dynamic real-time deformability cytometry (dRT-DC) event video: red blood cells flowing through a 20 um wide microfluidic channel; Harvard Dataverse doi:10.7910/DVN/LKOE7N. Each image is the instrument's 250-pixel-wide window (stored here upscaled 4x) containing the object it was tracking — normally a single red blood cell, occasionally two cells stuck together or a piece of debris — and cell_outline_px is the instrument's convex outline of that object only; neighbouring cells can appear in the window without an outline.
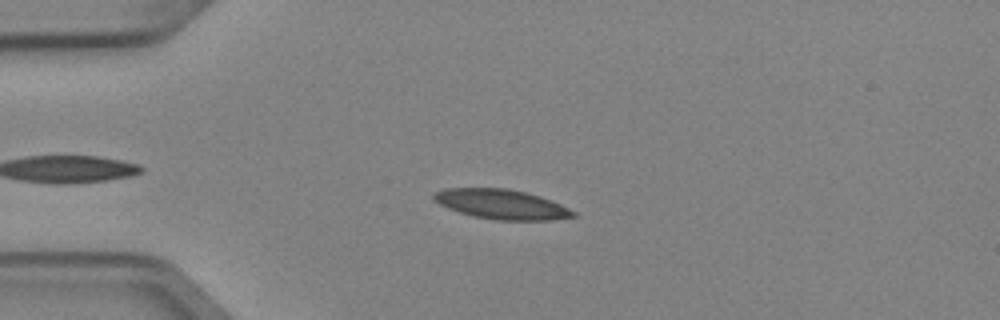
{"species": "Egyptian fruit bat (a non-hibernating species)", "species_latin": "Rousettus aegyptiacus", "temperature_condition": "cold", "stored_images_in_passage": 4, "camera_frame_rate_fps": 3000, "um_per_image_px": 0.085, "animal": {"sex": "female"}, "frame": {"image": 1, "passage_image": 4, "time_ms": 1.0, "image_size_px": [1000, 320], "cell_outline_px": [[576, 216], [552, 220], [496, 220], [472, 216], [448, 208], [440, 204], [432, 196], [436, 192], [444, 188], [508, 188], [540, 196], [552, 200], [576, 212]], "centroid_in_image_um": [42.65, 17.36], "position_along_channel_um": 42.4, "area_um2": 24.04}}